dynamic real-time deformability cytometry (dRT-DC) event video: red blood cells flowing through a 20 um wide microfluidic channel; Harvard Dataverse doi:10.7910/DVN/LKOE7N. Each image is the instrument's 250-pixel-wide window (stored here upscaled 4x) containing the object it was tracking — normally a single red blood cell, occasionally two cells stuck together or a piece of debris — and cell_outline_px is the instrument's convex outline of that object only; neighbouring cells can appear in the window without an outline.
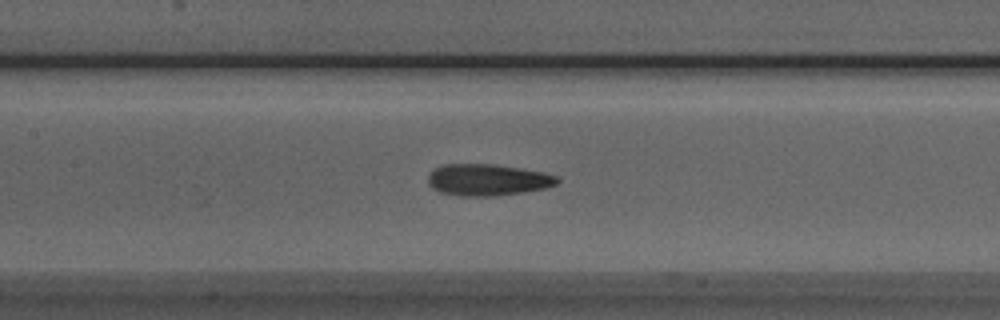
{"species": "Egyptian fruit bat (a non-hibernating species)", "species_latin": "Rousettus aegyptiacus", "temperature_condition": "room temperature", "stored_images_in_passage": 45, "camera_frame_rate_fps": 3000, "um_per_image_px": 0.085, "animal": {"sex": "male"}, "frame": {"image": 1, "passage_image": 16, "time_ms": 5.0, "image_size_px": [1000, 320], "cell_outline_px": [[560, 180], [556, 184], [544, 188], [524, 192], [496, 196], [460, 196], [440, 192], [432, 188], [428, 184], [428, 176], [436, 168], [444, 164], [492, 164], [520, 168], [544, 172], [556, 176]], "centroid_in_image_um": [41.44, 15.29], "position_along_channel_um": 166.0, "area_um2": 23.76}}
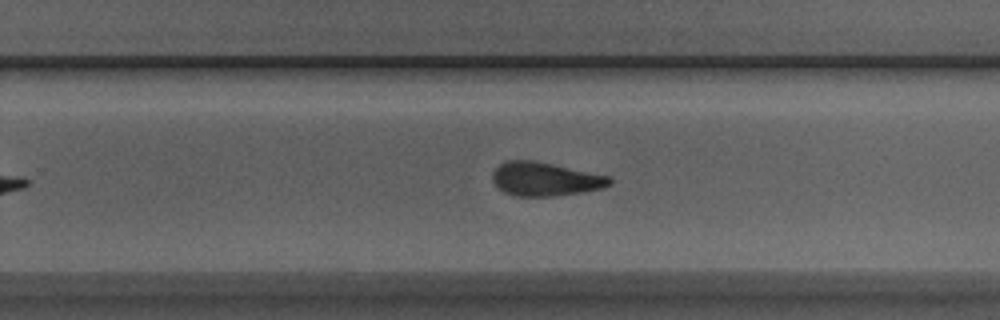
{"frame": {"image": 2, "passage_image": 25, "time_ms": 8.0, "image_size_px": [1000, 320], "cell_outline_px": [[612, 184], [604, 188], [556, 196], [516, 196], [504, 192], [492, 180], [492, 172], [500, 164], [508, 160], [532, 160], [612, 176]], "centroid_in_image_um": [46.37, 15.22], "position_along_channel_um": 283.4, "area_um2": 23.0}}
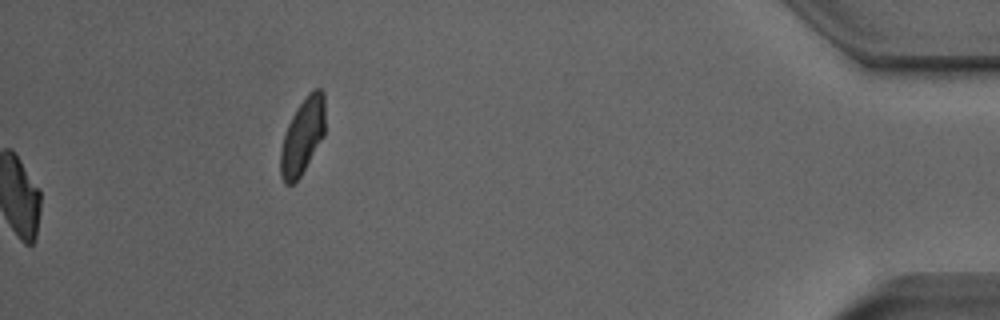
{"frame": {"image": 3, "passage_image": 45, "time_ms": 14.667, "image_size_px": [1000, 320], "cell_outline_px": [[324, 136], [300, 176], [292, 184], [284, 184], [280, 176], [280, 152], [284, 136], [288, 124], [296, 108], [308, 92], [312, 88], [320, 88], [324, 92]], "centroid_in_image_um": [25.71, 11.55], "position_along_channel_um": 409.5, "area_um2": 19.71}, "authors_computed_cell_mechanics": {"area_um2": 23.1778, "velocity_mm_per_s": 3.9313, "shape_relaxation_time_tau1_ms": 5.0469, "shape_relaxation_time_tau2_ms": 2.1107, "deformation_change_tau1": 0.1562, "deformation_change_tau2": 0.0987}}